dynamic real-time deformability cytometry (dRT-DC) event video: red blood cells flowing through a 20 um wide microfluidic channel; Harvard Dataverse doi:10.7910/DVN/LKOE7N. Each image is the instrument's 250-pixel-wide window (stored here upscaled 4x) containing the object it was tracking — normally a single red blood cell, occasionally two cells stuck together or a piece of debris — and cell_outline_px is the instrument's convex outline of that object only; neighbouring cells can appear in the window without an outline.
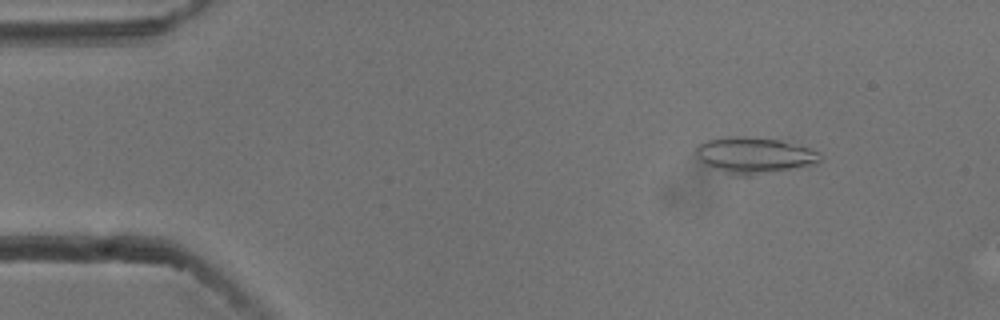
{"species": "common noctule bat (a hibernating species)", "species_latin": "Nyctalus noctula", "temperature_condition": "cold", "stored_images_in_passage": 15, "camera_frame_rate_fps": 3000, "um_per_image_px": 0.085, "animal": {"sex": "male", "body_mass_g": 13.3}, "frame": {"image": 1, "passage_image": 7, "time_ms": 2.0, "image_size_px": [1000, 320], "cell_outline_px": [[820, 160], [812, 164], [792, 168], [748, 176], [728, 176], [704, 164], [696, 156], [696, 144], [708, 140], [732, 136], [744, 136], [780, 140], [808, 148], [820, 152]], "centroid_in_image_um": [64.02, 13.21], "position_along_channel_um": 21.0, "area_um2": 26.13}}